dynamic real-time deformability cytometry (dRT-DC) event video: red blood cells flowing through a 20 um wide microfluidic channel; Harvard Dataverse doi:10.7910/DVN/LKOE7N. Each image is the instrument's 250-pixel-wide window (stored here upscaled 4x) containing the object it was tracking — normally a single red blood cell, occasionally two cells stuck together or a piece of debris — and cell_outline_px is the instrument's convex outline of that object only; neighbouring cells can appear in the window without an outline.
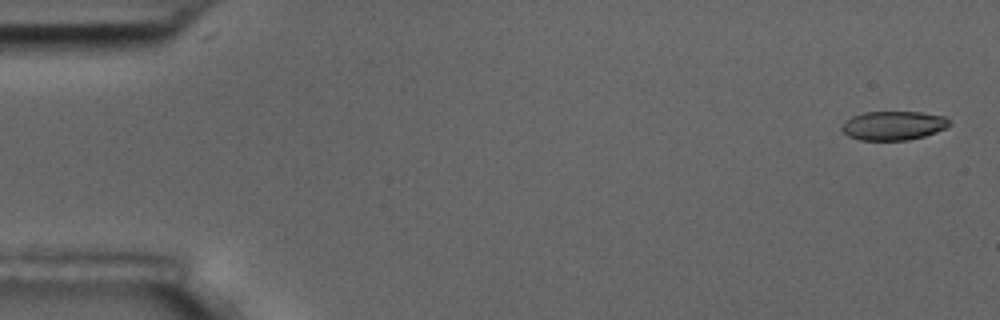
{"species": "common noctule bat (a hibernating species)", "species_latin": "Nyctalus noctula", "temperature_condition": "room temperature", "stored_images_in_passage": 6, "camera_frame_rate_fps": 3000, "um_per_image_px": 0.085, "animal": {"sex": "male", "body_mass_g": 17.5, "forearm_length_mm": 52.3}, "frame": {"image": 1, "passage_image": 1, "time_ms": 0.0, "image_size_px": [1000, 320], "cell_outline_px": [[952, 124], [948, 128], [924, 136], [908, 140], [860, 140], [848, 136], [840, 128], [844, 120], [852, 116], [864, 112], [920, 112], [944, 116]], "centroid_in_image_um": [75.93, 10.67], "position_along_channel_um": 9.1, "area_um2": 18.32}}